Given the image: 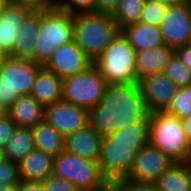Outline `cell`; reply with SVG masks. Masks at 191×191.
I'll use <instances>...</instances> for the list:
<instances>
[{
	"label": "cell",
	"mask_w": 191,
	"mask_h": 191,
	"mask_svg": "<svg viewBox=\"0 0 191 191\" xmlns=\"http://www.w3.org/2000/svg\"><path fill=\"white\" fill-rule=\"evenodd\" d=\"M149 115L139 81L107 84L101 101L89 111L88 123L103 138L120 127L141 123Z\"/></svg>",
	"instance_id": "1"
},
{
	"label": "cell",
	"mask_w": 191,
	"mask_h": 191,
	"mask_svg": "<svg viewBox=\"0 0 191 191\" xmlns=\"http://www.w3.org/2000/svg\"><path fill=\"white\" fill-rule=\"evenodd\" d=\"M149 125L148 116L141 123L120 127L114 134L102 138L97 162L109 184L128 175L141 148L149 144Z\"/></svg>",
	"instance_id": "2"
},
{
	"label": "cell",
	"mask_w": 191,
	"mask_h": 191,
	"mask_svg": "<svg viewBox=\"0 0 191 191\" xmlns=\"http://www.w3.org/2000/svg\"><path fill=\"white\" fill-rule=\"evenodd\" d=\"M74 41L94 63L120 32L110 14L81 12L73 14Z\"/></svg>",
	"instance_id": "3"
},
{
	"label": "cell",
	"mask_w": 191,
	"mask_h": 191,
	"mask_svg": "<svg viewBox=\"0 0 191 191\" xmlns=\"http://www.w3.org/2000/svg\"><path fill=\"white\" fill-rule=\"evenodd\" d=\"M149 119V143L173 162H190L191 144L186 138L181 119L166 111L150 113Z\"/></svg>",
	"instance_id": "4"
},
{
	"label": "cell",
	"mask_w": 191,
	"mask_h": 191,
	"mask_svg": "<svg viewBox=\"0 0 191 191\" xmlns=\"http://www.w3.org/2000/svg\"><path fill=\"white\" fill-rule=\"evenodd\" d=\"M73 14L59 9L41 11L34 61L42 66L57 48L74 40Z\"/></svg>",
	"instance_id": "5"
},
{
	"label": "cell",
	"mask_w": 191,
	"mask_h": 191,
	"mask_svg": "<svg viewBox=\"0 0 191 191\" xmlns=\"http://www.w3.org/2000/svg\"><path fill=\"white\" fill-rule=\"evenodd\" d=\"M136 51L120 31L93 63L107 84L139 81L136 74Z\"/></svg>",
	"instance_id": "6"
},
{
	"label": "cell",
	"mask_w": 191,
	"mask_h": 191,
	"mask_svg": "<svg viewBox=\"0 0 191 191\" xmlns=\"http://www.w3.org/2000/svg\"><path fill=\"white\" fill-rule=\"evenodd\" d=\"M53 175L72 182L82 191H109L110 184L101 175L98 162L62 151L53 158Z\"/></svg>",
	"instance_id": "7"
},
{
	"label": "cell",
	"mask_w": 191,
	"mask_h": 191,
	"mask_svg": "<svg viewBox=\"0 0 191 191\" xmlns=\"http://www.w3.org/2000/svg\"><path fill=\"white\" fill-rule=\"evenodd\" d=\"M41 67L33 60L7 56L0 73V104L8 109L17 97L31 94Z\"/></svg>",
	"instance_id": "8"
},
{
	"label": "cell",
	"mask_w": 191,
	"mask_h": 191,
	"mask_svg": "<svg viewBox=\"0 0 191 191\" xmlns=\"http://www.w3.org/2000/svg\"><path fill=\"white\" fill-rule=\"evenodd\" d=\"M106 86L105 78L92 64L86 70L63 79L62 100L90 111L101 101Z\"/></svg>",
	"instance_id": "9"
},
{
	"label": "cell",
	"mask_w": 191,
	"mask_h": 191,
	"mask_svg": "<svg viewBox=\"0 0 191 191\" xmlns=\"http://www.w3.org/2000/svg\"><path fill=\"white\" fill-rule=\"evenodd\" d=\"M159 28L164 43L174 50L190 43L191 1L167 7Z\"/></svg>",
	"instance_id": "10"
},
{
	"label": "cell",
	"mask_w": 191,
	"mask_h": 191,
	"mask_svg": "<svg viewBox=\"0 0 191 191\" xmlns=\"http://www.w3.org/2000/svg\"><path fill=\"white\" fill-rule=\"evenodd\" d=\"M44 120L65 137L89 124V111L61 99L44 107Z\"/></svg>",
	"instance_id": "11"
},
{
	"label": "cell",
	"mask_w": 191,
	"mask_h": 191,
	"mask_svg": "<svg viewBox=\"0 0 191 191\" xmlns=\"http://www.w3.org/2000/svg\"><path fill=\"white\" fill-rule=\"evenodd\" d=\"M173 163L165 153L149 143L141 148L126 177L135 181L155 183Z\"/></svg>",
	"instance_id": "12"
},
{
	"label": "cell",
	"mask_w": 191,
	"mask_h": 191,
	"mask_svg": "<svg viewBox=\"0 0 191 191\" xmlns=\"http://www.w3.org/2000/svg\"><path fill=\"white\" fill-rule=\"evenodd\" d=\"M92 64L93 62L73 40L57 48L44 67L64 79L86 70Z\"/></svg>",
	"instance_id": "13"
},
{
	"label": "cell",
	"mask_w": 191,
	"mask_h": 191,
	"mask_svg": "<svg viewBox=\"0 0 191 191\" xmlns=\"http://www.w3.org/2000/svg\"><path fill=\"white\" fill-rule=\"evenodd\" d=\"M139 86L149 113L166 111L177 90L163 72L142 77Z\"/></svg>",
	"instance_id": "14"
},
{
	"label": "cell",
	"mask_w": 191,
	"mask_h": 191,
	"mask_svg": "<svg viewBox=\"0 0 191 191\" xmlns=\"http://www.w3.org/2000/svg\"><path fill=\"white\" fill-rule=\"evenodd\" d=\"M33 12L29 7L13 3L4 4L0 17V52L9 55L24 21Z\"/></svg>",
	"instance_id": "15"
},
{
	"label": "cell",
	"mask_w": 191,
	"mask_h": 191,
	"mask_svg": "<svg viewBox=\"0 0 191 191\" xmlns=\"http://www.w3.org/2000/svg\"><path fill=\"white\" fill-rule=\"evenodd\" d=\"M102 137L89 124L65 136L64 150L82 158L98 161Z\"/></svg>",
	"instance_id": "16"
},
{
	"label": "cell",
	"mask_w": 191,
	"mask_h": 191,
	"mask_svg": "<svg viewBox=\"0 0 191 191\" xmlns=\"http://www.w3.org/2000/svg\"><path fill=\"white\" fill-rule=\"evenodd\" d=\"M41 11H33L24 21L15 39L12 52L8 55L16 59L34 61V53L38 37Z\"/></svg>",
	"instance_id": "17"
},
{
	"label": "cell",
	"mask_w": 191,
	"mask_h": 191,
	"mask_svg": "<svg viewBox=\"0 0 191 191\" xmlns=\"http://www.w3.org/2000/svg\"><path fill=\"white\" fill-rule=\"evenodd\" d=\"M53 156L34 148L19 164L20 180L42 182L53 172Z\"/></svg>",
	"instance_id": "18"
},
{
	"label": "cell",
	"mask_w": 191,
	"mask_h": 191,
	"mask_svg": "<svg viewBox=\"0 0 191 191\" xmlns=\"http://www.w3.org/2000/svg\"><path fill=\"white\" fill-rule=\"evenodd\" d=\"M7 112L17 127L33 128L44 120V107L30 94L17 97Z\"/></svg>",
	"instance_id": "19"
},
{
	"label": "cell",
	"mask_w": 191,
	"mask_h": 191,
	"mask_svg": "<svg viewBox=\"0 0 191 191\" xmlns=\"http://www.w3.org/2000/svg\"><path fill=\"white\" fill-rule=\"evenodd\" d=\"M62 82L54 72L42 66L33 84L31 96H33L43 107L62 99Z\"/></svg>",
	"instance_id": "20"
},
{
	"label": "cell",
	"mask_w": 191,
	"mask_h": 191,
	"mask_svg": "<svg viewBox=\"0 0 191 191\" xmlns=\"http://www.w3.org/2000/svg\"><path fill=\"white\" fill-rule=\"evenodd\" d=\"M175 52L172 47L165 45L136 52V74L142 77L163 72L169 58Z\"/></svg>",
	"instance_id": "21"
},
{
	"label": "cell",
	"mask_w": 191,
	"mask_h": 191,
	"mask_svg": "<svg viewBox=\"0 0 191 191\" xmlns=\"http://www.w3.org/2000/svg\"><path fill=\"white\" fill-rule=\"evenodd\" d=\"M121 32L136 52L165 45L159 26L136 22L126 26Z\"/></svg>",
	"instance_id": "22"
},
{
	"label": "cell",
	"mask_w": 191,
	"mask_h": 191,
	"mask_svg": "<svg viewBox=\"0 0 191 191\" xmlns=\"http://www.w3.org/2000/svg\"><path fill=\"white\" fill-rule=\"evenodd\" d=\"M154 184L158 191H191V163L174 162Z\"/></svg>",
	"instance_id": "23"
},
{
	"label": "cell",
	"mask_w": 191,
	"mask_h": 191,
	"mask_svg": "<svg viewBox=\"0 0 191 191\" xmlns=\"http://www.w3.org/2000/svg\"><path fill=\"white\" fill-rule=\"evenodd\" d=\"M34 146L48 154L57 156L64 151L65 137L45 120L32 128Z\"/></svg>",
	"instance_id": "24"
},
{
	"label": "cell",
	"mask_w": 191,
	"mask_h": 191,
	"mask_svg": "<svg viewBox=\"0 0 191 191\" xmlns=\"http://www.w3.org/2000/svg\"><path fill=\"white\" fill-rule=\"evenodd\" d=\"M35 148L32 128L17 127L3 148L5 159L19 163Z\"/></svg>",
	"instance_id": "25"
},
{
	"label": "cell",
	"mask_w": 191,
	"mask_h": 191,
	"mask_svg": "<svg viewBox=\"0 0 191 191\" xmlns=\"http://www.w3.org/2000/svg\"><path fill=\"white\" fill-rule=\"evenodd\" d=\"M146 0H120L116 10L111 15L119 30L139 22Z\"/></svg>",
	"instance_id": "26"
},
{
	"label": "cell",
	"mask_w": 191,
	"mask_h": 191,
	"mask_svg": "<svg viewBox=\"0 0 191 191\" xmlns=\"http://www.w3.org/2000/svg\"><path fill=\"white\" fill-rule=\"evenodd\" d=\"M163 73L177 88L191 86V69L174 52L169 58Z\"/></svg>",
	"instance_id": "27"
},
{
	"label": "cell",
	"mask_w": 191,
	"mask_h": 191,
	"mask_svg": "<svg viewBox=\"0 0 191 191\" xmlns=\"http://www.w3.org/2000/svg\"><path fill=\"white\" fill-rule=\"evenodd\" d=\"M166 112L176 115L180 119L191 116V86L177 88Z\"/></svg>",
	"instance_id": "28"
},
{
	"label": "cell",
	"mask_w": 191,
	"mask_h": 191,
	"mask_svg": "<svg viewBox=\"0 0 191 191\" xmlns=\"http://www.w3.org/2000/svg\"><path fill=\"white\" fill-rule=\"evenodd\" d=\"M166 9V6L156 1L146 0L139 22H143L147 25L160 26L161 19Z\"/></svg>",
	"instance_id": "29"
},
{
	"label": "cell",
	"mask_w": 191,
	"mask_h": 191,
	"mask_svg": "<svg viewBox=\"0 0 191 191\" xmlns=\"http://www.w3.org/2000/svg\"><path fill=\"white\" fill-rule=\"evenodd\" d=\"M109 191H158L154 183L122 177L110 183Z\"/></svg>",
	"instance_id": "30"
},
{
	"label": "cell",
	"mask_w": 191,
	"mask_h": 191,
	"mask_svg": "<svg viewBox=\"0 0 191 191\" xmlns=\"http://www.w3.org/2000/svg\"><path fill=\"white\" fill-rule=\"evenodd\" d=\"M55 8L70 14L95 12L96 0H56Z\"/></svg>",
	"instance_id": "31"
},
{
	"label": "cell",
	"mask_w": 191,
	"mask_h": 191,
	"mask_svg": "<svg viewBox=\"0 0 191 191\" xmlns=\"http://www.w3.org/2000/svg\"><path fill=\"white\" fill-rule=\"evenodd\" d=\"M20 181L19 164L4 158L0 162V186H17Z\"/></svg>",
	"instance_id": "32"
},
{
	"label": "cell",
	"mask_w": 191,
	"mask_h": 191,
	"mask_svg": "<svg viewBox=\"0 0 191 191\" xmlns=\"http://www.w3.org/2000/svg\"><path fill=\"white\" fill-rule=\"evenodd\" d=\"M41 183L44 191H82L72 182L64 180L53 174L49 175Z\"/></svg>",
	"instance_id": "33"
},
{
	"label": "cell",
	"mask_w": 191,
	"mask_h": 191,
	"mask_svg": "<svg viewBox=\"0 0 191 191\" xmlns=\"http://www.w3.org/2000/svg\"><path fill=\"white\" fill-rule=\"evenodd\" d=\"M13 3L29 7L33 11H45L55 8L56 0H11Z\"/></svg>",
	"instance_id": "34"
},
{
	"label": "cell",
	"mask_w": 191,
	"mask_h": 191,
	"mask_svg": "<svg viewBox=\"0 0 191 191\" xmlns=\"http://www.w3.org/2000/svg\"><path fill=\"white\" fill-rule=\"evenodd\" d=\"M16 128L15 123L7 115L0 120V148H4Z\"/></svg>",
	"instance_id": "35"
},
{
	"label": "cell",
	"mask_w": 191,
	"mask_h": 191,
	"mask_svg": "<svg viewBox=\"0 0 191 191\" xmlns=\"http://www.w3.org/2000/svg\"><path fill=\"white\" fill-rule=\"evenodd\" d=\"M120 0H96V12L112 15Z\"/></svg>",
	"instance_id": "36"
},
{
	"label": "cell",
	"mask_w": 191,
	"mask_h": 191,
	"mask_svg": "<svg viewBox=\"0 0 191 191\" xmlns=\"http://www.w3.org/2000/svg\"><path fill=\"white\" fill-rule=\"evenodd\" d=\"M181 61L191 69V42L175 49Z\"/></svg>",
	"instance_id": "37"
},
{
	"label": "cell",
	"mask_w": 191,
	"mask_h": 191,
	"mask_svg": "<svg viewBox=\"0 0 191 191\" xmlns=\"http://www.w3.org/2000/svg\"><path fill=\"white\" fill-rule=\"evenodd\" d=\"M16 191H44L41 182H27L21 180L16 186Z\"/></svg>",
	"instance_id": "38"
},
{
	"label": "cell",
	"mask_w": 191,
	"mask_h": 191,
	"mask_svg": "<svg viewBox=\"0 0 191 191\" xmlns=\"http://www.w3.org/2000/svg\"><path fill=\"white\" fill-rule=\"evenodd\" d=\"M181 121L186 138L188 142L191 144V116L185 119H181Z\"/></svg>",
	"instance_id": "39"
},
{
	"label": "cell",
	"mask_w": 191,
	"mask_h": 191,
	"mask_svg": "<svg viewBox=\"0 0 191 191\" xmlns=\"http://www.w3.org/2000/svg\"><path fill=\"white\" fill-rule=\"evenodd\" d=\"M156 1L166 7L172 6V5H176V4H181L184 2H188L189 0H153Z\"/></svg>",
	"instance_id": "40"
},
{
	"label": "cell",
	"mask_w": 191,
	"mask_h": 191,
	"mask_svg": "<svg viewBox=\"0 0 191 191\" xmlns=\"http://www.w3.org/2000/svg\"><path fill=\"white\" fill-rule=\"evenodd\" d=\"M8 115L7 108L0 104V120Z\"/></svg>",
	"instance_id": "41"
},
{
	"label": "cell",
	"mask_w": 191,
	"mask_h": 191,
	"mask_svg": "<svg viewBox=\"0 0 191 191\" xmlns=\"http://www.w3.org/2000/svg\"><path fill=\"white\" fill-rule=\"evenodd\" d=\"M7 56H8V55H6V54L0 52V73H1V71H2V67H3V64H4V62H5Z\"/></svg>",
	"instance_id": "42"
},
{
	"label": "cell",
	"mask_w": 191,
	"mask_h": 191,
	"mask_svg": "<svg viewBox=\"0 0 191 191\" xmlns=\"http://www.w3.org/2000/svg\"><path fill=\"white\" fill-rule=\"evenodd\" d=\"M0 191H16V186H0Z\"/></svg>",
	"instance_id": "43"
},
{
	"label": "cell",
	"mask_w": 191,
	"mask_h": 191,
	"mask_svg": "<svg viewBox=\"0 0 191 191\" xmlns=\"http://www.w3.org/2000/svg\"><path fill=\"white\" fill-rule=\"evenodd\" d=\"M4 159L3 149L0 148V162Z\"/></svg>",
	"instance_id": "44"
},
{
	"label": "cell",
	"mask_w": 191,
	"mask_h": 191,
	"mask_svg": "<svg viewBox=\"0 0 191 191\" xmlns=\"http://www.w3.org/2000/svg\"><path fill=\"white\" fill-rule=\"evenodd\" d=\"M10 0H0V5L7 4Z\"/></svg>",
	"instance_id": "45"
},
{
	"label": "cell",
	"mask_w": 191,
	"mask_h": 191,
	"mask_svg": "<svg viewBox=\"0 0 191 191\" xmlns=\"http://www.w3.org/2000/svg\"><path fill=\"white\" fill-rule=\"evenodd\" d=\"M3 7H4V5H0V17H1V13L3 11Z\"/></svg>",
	"instance_id": "46"
}]
</instances>
